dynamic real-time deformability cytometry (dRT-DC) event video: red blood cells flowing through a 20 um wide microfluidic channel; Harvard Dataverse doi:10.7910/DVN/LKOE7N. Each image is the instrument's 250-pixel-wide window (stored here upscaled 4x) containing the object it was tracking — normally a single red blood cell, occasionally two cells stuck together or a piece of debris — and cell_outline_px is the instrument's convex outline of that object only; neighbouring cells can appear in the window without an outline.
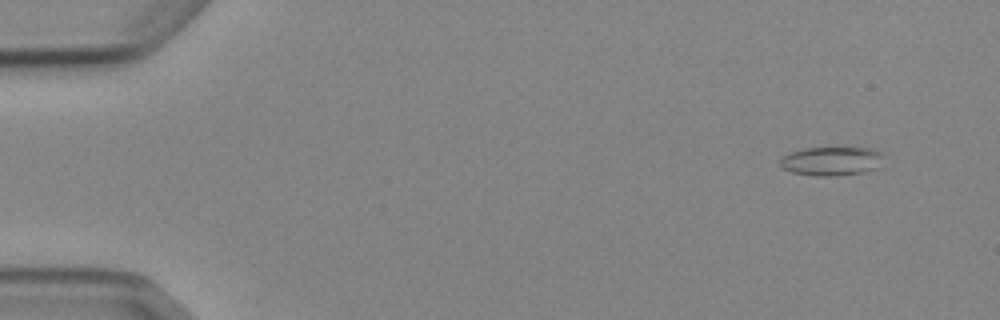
{"species": "Egyptian fruit bat (a non-hibernating species)", "species_latin": "Rousettus aegyptiacus", "temperature_condition": "cold", "stored_images_in_passage": 5, "camera_frame_rate_fps": 3000, "um_per_image_px": 0.085, "animal": {"sex": "female"}, "frame": {"image": 1, "passage_image": 1, "time_ms": 0.0, "image_size_px": [1000, 320], "cell_outline_px": [[884, 152], [880, 168], [864, 172], [836, 176], [816, 176], [792, 172], [780, 168], [780, 160], [784, 156], [792, 152], [804, 148], [872, 148]], "centroid_in_image_um": [70.73, 13.7], "position_along_channel_um": 14.3, "area_um2": 17.63}}
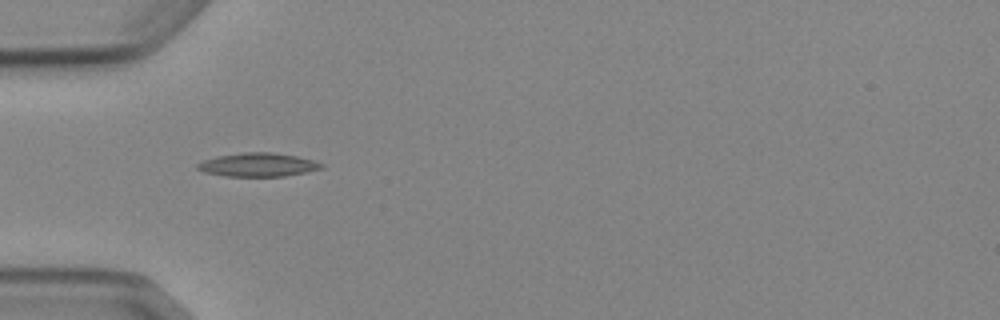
{"frame": {"image": 2, "passage_image": 4, "time_ms": 4.333, "image_size_px": [1000, 320], "cell_outline_px": [[324, 168], [284, 176], [224, 176], [204, 172], [196, 168], [196, 164], [204, 160], [216, 156], [244, 152], [272, 152], [296, 156], [312, 160], [324, 164]], "centroid_in_image_um": [21.9, 14.0], "position_along_channel_um": 63.1, "area_um2": 16.99}}
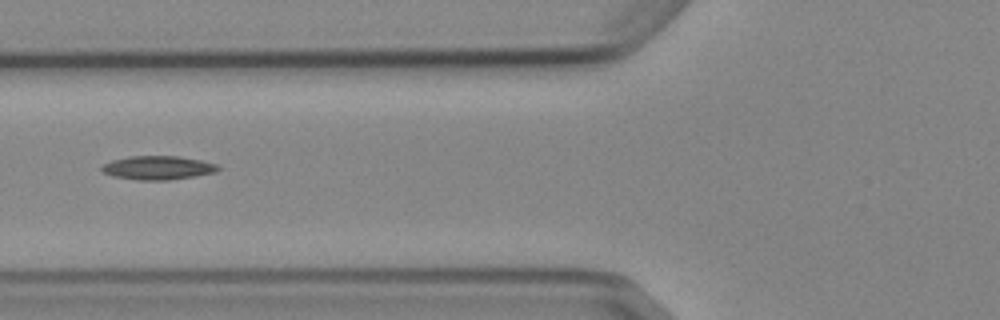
{"frame": {"image": 3, "passage_image": 5, "time_ms": 5.667, "image_size_px": [1000, 320], "cell_outline_px": [[220, 168], [216, 172], [168, 180], [140, 180], [112, 176], [104, 172], [100, 168], [104, 164], [112, 160], [128, 156], [180, 156], [200, 160], [216, 164]], "centroid_in_image_um": [13.4, 14.25], "position_along_channel_um": 112.4, "area_um2": 15.95}}